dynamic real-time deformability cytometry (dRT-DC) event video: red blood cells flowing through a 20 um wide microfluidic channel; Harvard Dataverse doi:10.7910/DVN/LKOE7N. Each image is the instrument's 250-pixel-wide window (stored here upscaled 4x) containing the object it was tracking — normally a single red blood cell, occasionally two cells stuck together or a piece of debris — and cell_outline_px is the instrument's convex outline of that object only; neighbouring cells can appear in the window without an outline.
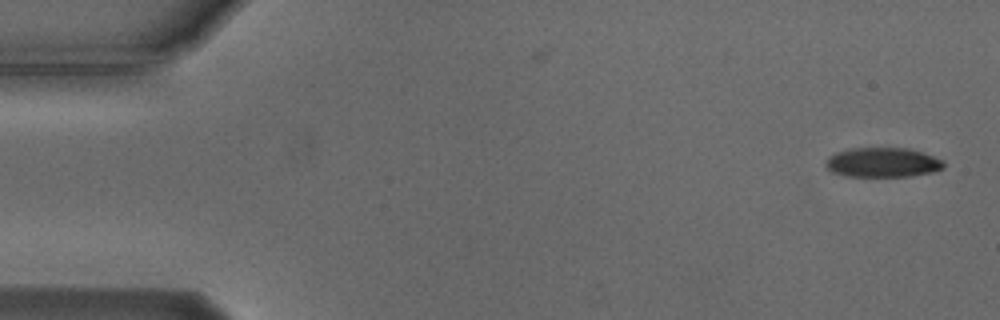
{"species": "Egyptian fruit bat (a non-hibernating species)", "species_latin": "Rousettus aegyptiacus", "temperature_condition": "cold", "stored_images_in_passage": 53, "camera_frame_rate_fps": 3000, "um_per_image_px": 0.085, "animal": {"sex": "male"}, "frame": {"image": 1, "passage_image": 1, "time_ms": 0.0, "image_size_px": [1000, 320], "cell_outline_px": [[944, 168], [932, 172], [908, 176], [848, 176], [832, 172], [824, 164], [828, 156], [836, 152], [848, 148], [908, 148], [944, 160]], "centroid_in_image_um": [75.0, 13.8], "position_along_channel_um": 10.0, "area_um2": 20.29}}
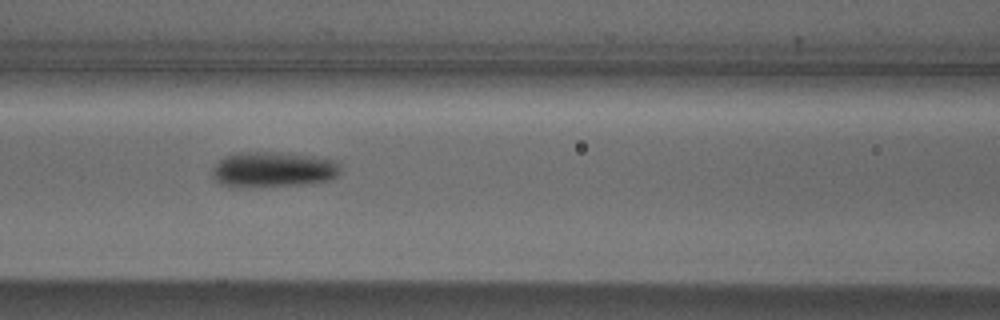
{"frame": {"image": 2, "passage_image": 22, "time_ms": 7.0, "image_size_px": [1000, 320], "cell_outline_px": [[340, 172], [336, 176], [328, 180], [308, 184], [224, 184], [216, 180], [212, 176], [212, 168], [224, 156], [236, 152], [280, 152], [336, 160], [340, 168]], "centroid_in_image_um": [23.25, 14.35], "position_along_channel_um": 143.3, "area_um2": 25.37}}
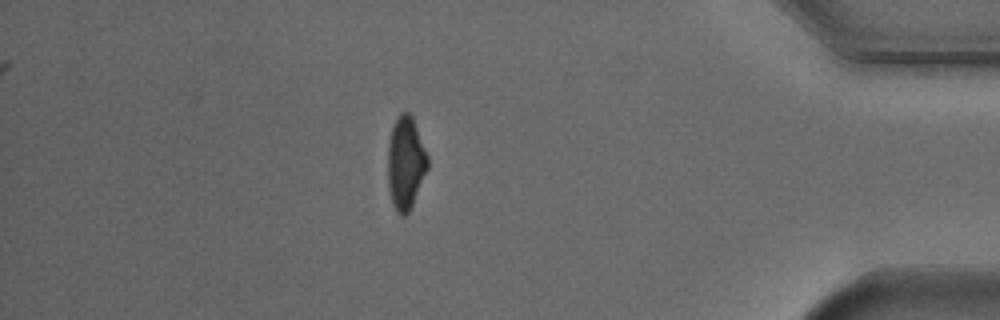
{"frame": {"image": 3, "passage_image": 46, "time_ms": 15.0, "image_size_px": [1000, 320], "cell_outline_px": [[428, 168], [412, 204], [408, 212], [404, 216], [400, 216], [396, 212], [388, 188], [388, 144], [392, 128], [400, 112], [408, 112], [412, 116], [428, 156]], "centroid_in_image_um": [34.47, 13.85], "position_along_channel_um": 400.7, "area_um2": 21.33}, "authors_computed_cell_mechanics": {"area_um2": 23.1778, "velocity_mm_per_s": 3.7575, "shape_relaxation_time_tau1_ms": 2.6385, "shape_relaxation_time_tau2_ms": 5.0766, "deformation_change_tau1": 0.1237, "deformation_change_tau2": 0.1159}}